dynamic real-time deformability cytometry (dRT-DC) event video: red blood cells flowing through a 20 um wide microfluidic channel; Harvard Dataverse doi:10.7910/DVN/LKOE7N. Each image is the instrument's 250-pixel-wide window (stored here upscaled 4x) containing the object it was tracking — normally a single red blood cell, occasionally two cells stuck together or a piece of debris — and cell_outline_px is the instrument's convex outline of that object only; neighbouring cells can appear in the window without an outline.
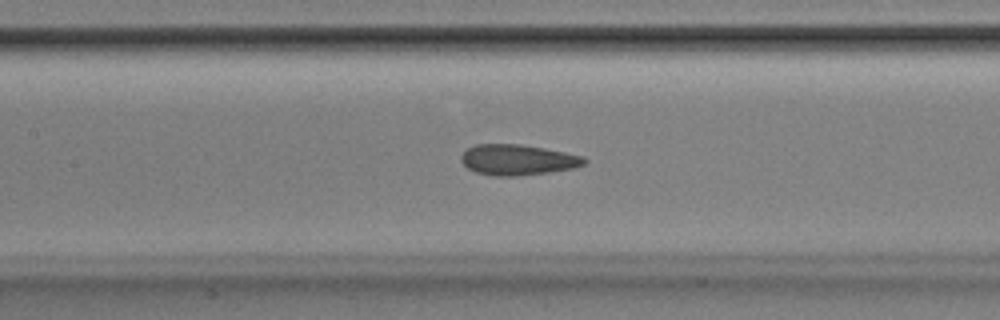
{"species": "Egyptian fruit bat (a non-hibernating species)", "species_latin": "Rousettus aegyptiacus", "temperature_condition": "room temperature", "stored_images_in_passage": 24, "camera_frame_rate_fps": 3000, "um_per_image_px": 0.085, "animal": {"sex": "male"}, "frame": {"image": 1, "passage_image": 6, "time_ms": 1.667, "image_size_px": [1000, 320], "cell_outline_px": [[588, 160], [584, 164], [572, 168], [548, 172], [516, 176], [492, 176], [476, 172], [468, 168], [460, 160], [460, 156], [468, 148], [476, 144], [520, 144], [544, 148], [584, 156]], "centroid_in_image_um": [43.99, 13.58], "position_along_channel_um": 163.4, "area_um2": 21.91}}
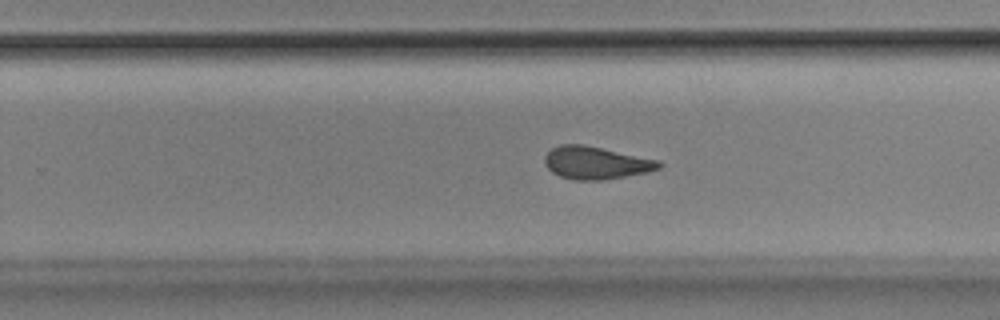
{"frame": {"image": 2, "passage_image": 15, "time_ms": 4.667, "image_size_px": [1000, 320], "cell_outline_px": [[664, 164], [660, 168], [648, 172], [604, 180], [572, 180], [560, 176], [552, 172], [544, 164], [544, 156], [552, 148], [560, 144], [584, 144], [660, 160]], "centroid_in_image_um": [50.66, 13.84], "position_along_channel_um": 279.1, "area_um2": 21.96}}
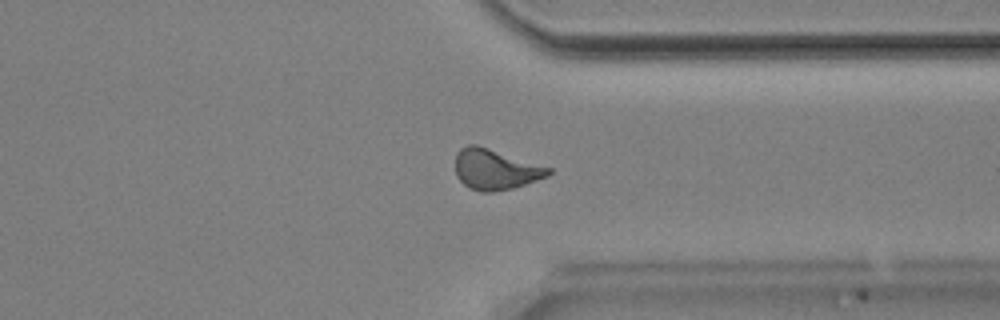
{"frame": {"image": 3, "passage_image": 22, "time_ms": 7.0, "image_size_px": [1000, 320], "cell_outline_px": [[552, 172], [548, 176], [512, 188], [492, 192], [480, 192], [468, 188], [456, 176], [456, 152], [460, 148], [468, 144], [476, 144], [552, 168]], "centroid_in_image_um": [42.09, 14.39], "position_along_channel_um": 369.3, "area_um2": 21.96}}